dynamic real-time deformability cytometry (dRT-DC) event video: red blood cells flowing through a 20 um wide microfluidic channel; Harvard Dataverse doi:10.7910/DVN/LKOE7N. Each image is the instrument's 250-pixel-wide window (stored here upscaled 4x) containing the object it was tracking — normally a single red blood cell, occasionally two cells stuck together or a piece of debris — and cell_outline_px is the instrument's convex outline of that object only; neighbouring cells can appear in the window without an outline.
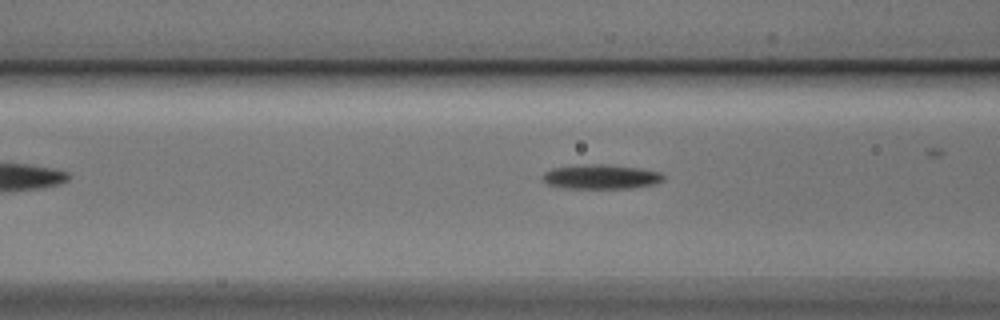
{"species": "Egyptian fruit bat (a non-hibernating species)", "species_latin": "Rousettus aegyptiacus", "temperature_condition": "cold", "stored_images_in_passage": 8, "camera_frame_rate_fps": 3000, "um_per_image_px": 0.085, "animal": {"sex": "male"}, "frame": {"image": 1, "passage_image": 6, "time_ms": 1.667, "image_size_px": [1000, 320], "cell_outline_px": [[664, 180], [652, 184], [632, 188], [564, 188], [548, 184], [540, 180], [540, 176], [544, 172], [552, 168], [592, 164], [604, 164], [640, 168], [660, 172], [664, 176]], "centroid_in_image_um": [51.04, 15.03], "position_along_channel_um": 115.6, "area_um2": 17.22}}